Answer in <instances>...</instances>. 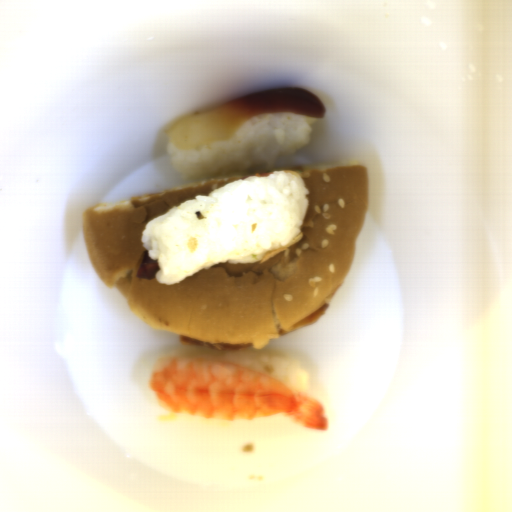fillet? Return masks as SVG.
<instances>
[{"instance_id":"fillet-1","label":"fillet","mask_w":512,"mask_h":512,"mask_svg":"<svg viewBox=\"0 0 512 512\" xmlns=\"http://www.w3.org/2000/svg\"><path fill=\"white\" fill-rule=\"evenodd\" d=\"M325 105L307 89L277 87L239 96L208 111L177 118L166 127L172 146L198 150L230 139L249 119L264 113L323 117Z\"/></svg>"},{"instance_id":"fillet-2","label":"fillet","mask_w":512,"mask_h":512,"mask_svg":"<svg viewBox=\"0 0 512 512\" xmlns=\"http://www.w3.org/2000/svg\"><path fill=\"white\" fill-rule=\"evenodd\" d=\"M159 266L157 261L150 258L148 251L144 248L143 257L137 272V278L155 279Z\"/></svg>"}]
</instances>
